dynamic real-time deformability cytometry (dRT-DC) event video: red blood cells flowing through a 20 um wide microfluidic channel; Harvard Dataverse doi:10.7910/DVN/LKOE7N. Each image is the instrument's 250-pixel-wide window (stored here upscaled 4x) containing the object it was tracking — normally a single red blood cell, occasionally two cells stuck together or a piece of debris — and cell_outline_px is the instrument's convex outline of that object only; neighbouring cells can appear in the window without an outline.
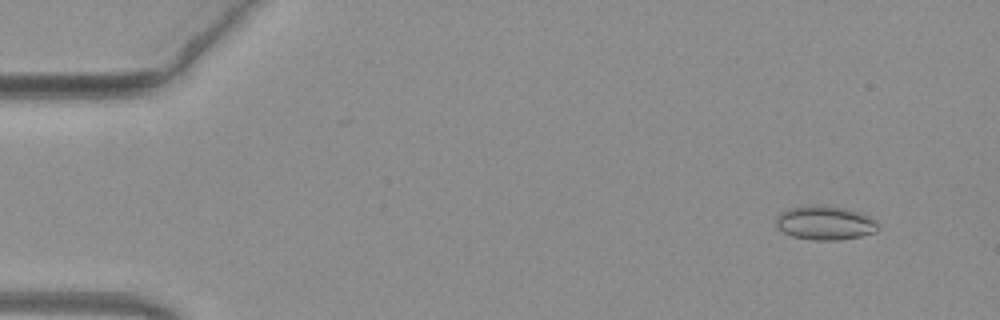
{"species": "common noctule bat (a hibernating species)", "species_latin": "Nyctalus noctula", "temperature_condition": "warm", "stored_images_in_passage": 47, "camera_frame_rate_fps": 3000, "um_per_image_px": 0.085, "animal": {"sex": "female", "body_mass_g": 19.3, "forearm_length_mm": 54.1}, "frame": {"image": 1, "passage_image": 1, "time_ms": 0.0, "image_size_px": [1000, 320], "cell_outline_px": [[876, 232], [860, 236], [840, 240], [812, 240], [792, 236], [776, 228], [776, 216], [780, 212], [788, 208], [808, 204], [844, 208], [860, 212], [868, 216], [876, 224]], "centroid_in_image_um": [70.05, 18.94], "position_along_channel_um": 15.0, "area_um2": 20.17}}
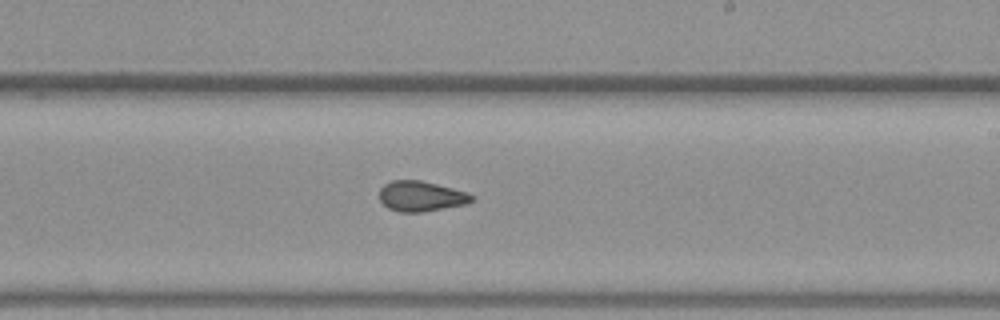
{"frame": {"image": 2, "passage_image": 27, "time_ms": 8.667, "image_size_px": [1000, 320], "cell_outline_px": [[476, 200], [464, 204], [424, 212], [400, 212], [388, 208], [380, 200], [380, 188], [384, 184], [392, 180], [420, 180], [468, 192], [476, 196]], "centroid_in_image_um": [35.81, 16.68], "position_along_channel_um": 253.2, "area_um2": 16.36}}
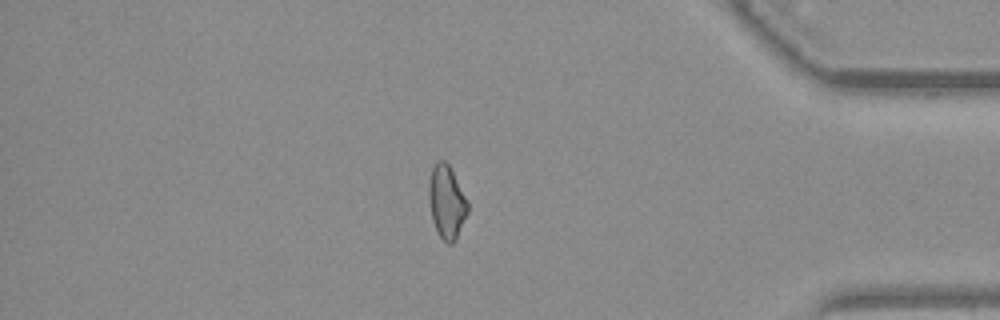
{"frame": {"image": 3, "passage_image": 40, "time_ms": 13.0, "image_size_px": [1000, 320], "cell_outline_px": [[468, 212], [456, 240], [452, 244], [448, 244], [440, 236], [432, 220], [428, 196], [428, 184], [432, 168], [436, 160], [444, 160], [448, 164], [468, 204]], "centroid_in_image_um": [37.94, 17.18], "position_along_channel_um": 397.3, "area_um2": 16.36}, "authors_computed_cell_mechanics": {"area_um2": 16.762, "velocity_mm_per_s": 4.0857, "shape_relaxation_time_tau1_ms": null, "shape_relaxation_time_tau2_ms": 2.2, "deformation_change_tau1": null, "deformation_change_tau2": 0.0721}}